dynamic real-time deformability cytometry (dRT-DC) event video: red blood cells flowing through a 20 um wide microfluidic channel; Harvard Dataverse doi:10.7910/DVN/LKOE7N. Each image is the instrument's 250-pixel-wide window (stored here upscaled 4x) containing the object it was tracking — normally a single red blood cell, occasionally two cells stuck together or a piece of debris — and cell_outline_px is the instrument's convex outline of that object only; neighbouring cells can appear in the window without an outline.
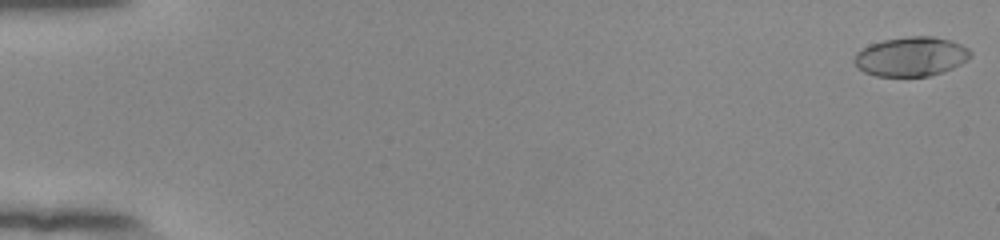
{"species": "human", "species_latin": "Homo sapiens", "temperature_condition": "room temperature", "stored_images_in_passage": 9, "camera_frame_rate_fps": 3000, "um_per_image_px": 0.085, "donor": {"sex": "female"}, "frame": {"image": 1, "passage_image": 1, "time_ms": 0.0, "image_size_px": [1000, 240], "cell_outline_px": [[972, 56], [968, 60], [952, 68], [928, 76], [876, 76], [864, 72], [856, 68], [852, 60], [856, 52], [872, 44], [884, 40], [912, 36], [932, 36], [952, 40], [968, 48], [972, 52]], "centroid_in_image_um": [77.44, 4.81], "position_along_channel_um": 7.6, "area_um2": 26.7}}